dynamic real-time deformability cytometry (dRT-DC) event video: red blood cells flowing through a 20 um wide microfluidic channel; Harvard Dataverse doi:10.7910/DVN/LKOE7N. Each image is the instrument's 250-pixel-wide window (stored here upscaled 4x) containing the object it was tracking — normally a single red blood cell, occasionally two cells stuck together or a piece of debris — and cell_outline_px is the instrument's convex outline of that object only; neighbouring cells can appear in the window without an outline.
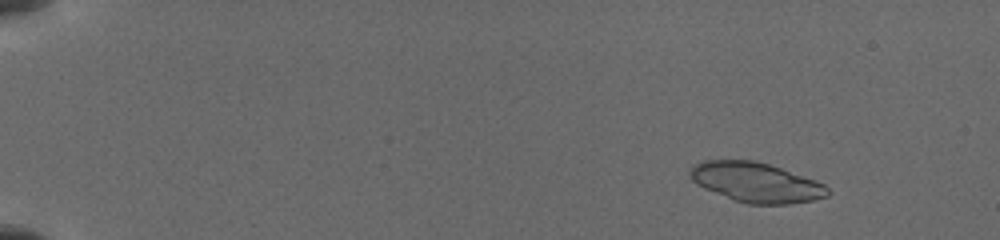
{"species": "common noctule bat (a hibernating species)", "species_latin": "Nyctalus noctula", "temperature_condition": "cold", "stored_images_in_passage": 57, "segment_of_instrument_passage": [1, 2], "camera_frame_rate_fps": 3000, "um_per_image_px": 0.085, "animal": {"sex": "female", "body_mass_g": 19.5, "forearm_length_mm": 54.1}, "frame": {"image": 1, "passage_image": 10, "time_ms": 1.667, "image_size_px": [1000, 240], "cell_outline_px": [[832, 192], [828, 196], [812, 200], [788, 204], [748, 204], [736, 200], [704, 188], [696, 184], [688, 176], [688, 172], [692, 164], [704, 160], [756, 160], [780, 168], [824, 184]], "centroid_in_image_um": [64.22, 15.49], "position_along_channel_um": 20.8, "area_um2": 31.73}}